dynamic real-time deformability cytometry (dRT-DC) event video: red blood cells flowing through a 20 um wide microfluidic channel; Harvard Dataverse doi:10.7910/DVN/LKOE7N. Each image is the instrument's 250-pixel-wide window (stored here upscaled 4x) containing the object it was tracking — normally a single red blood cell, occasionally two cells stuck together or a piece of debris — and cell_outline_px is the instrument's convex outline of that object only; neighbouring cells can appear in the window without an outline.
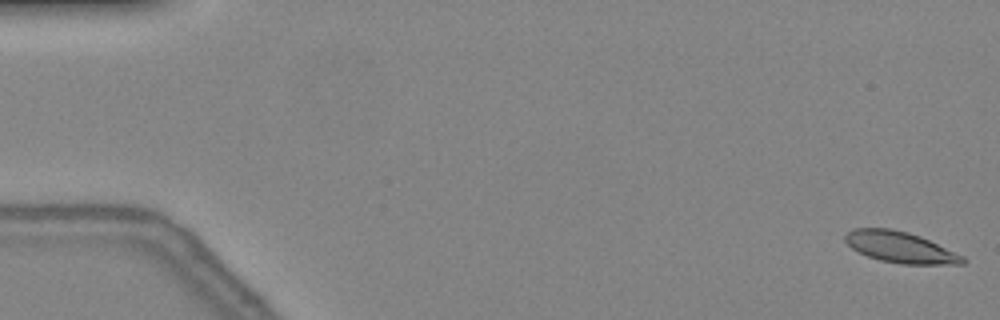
{"species": "common noctule bat (a hibernating species)", "species_latin": "Nyctalus noctula", "temperature_condition": "warm", "stored_images_in_passage": 49, "camera_frame_rate_fps": 3000, "um_per_image_px": 0.085, "animal": {"sex": "female", "body_mass_g": 24.6, "forearm_length_mm": 56.2}, "frame": {"image": 1, "passage_image": 1, "time_ms": 0.0, "image_size_px": [1000, 320], "cell_outline_px": [[968, 260], [964, 264], [900, 264], [880, 260], [868, 256], [852, 248], [844, 240], [844, 236], [852, 228], [892, 228], [908, 232], [920, 236], [964, 256]], "centroid_in_image_um": [76.53, 21.01], "position_along_channel_um": 8.5, "area_um2": 21.27}}
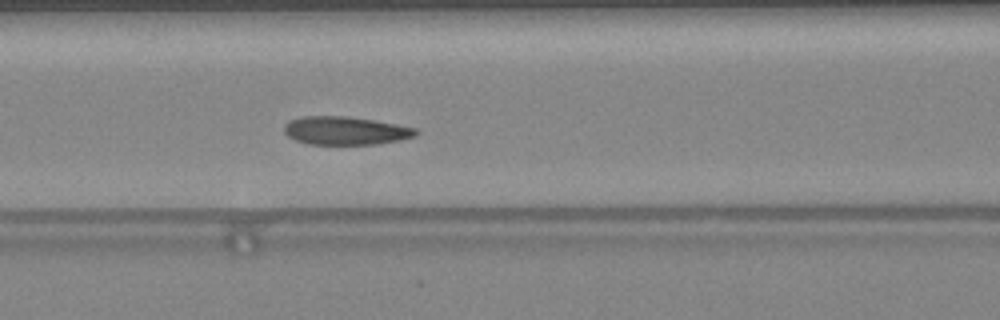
{"frame": {"image": 2, "passage_image": 21, "time_ms": 6.667, "image_size_px": [1000, 320], "cell_outline_px": [[420, 132], [416, 136], [400, 140], [376, 144], [308, 144], [296, 140], [288, 136], [284, 132], [284, 124], [288, 120], [304, 116], [348, 116], [376, 120], [416, 128]], "centroid_in_image_um": [29.37, 11.1], "position_along_channel_um": 137.2, "area_um2": 21.85}}
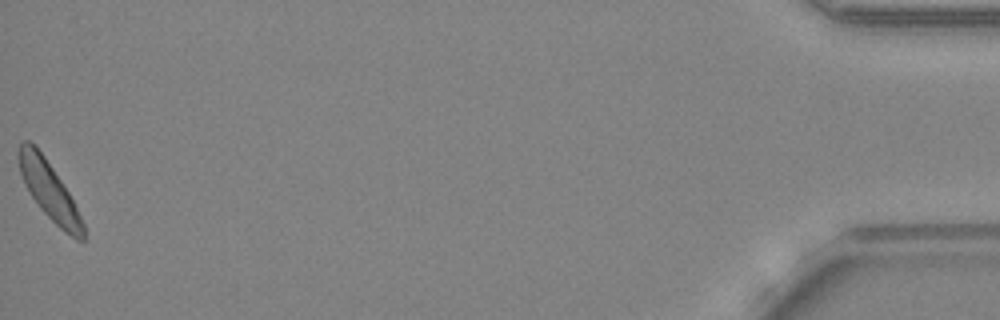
{"frame": {"image": 3, "passage_image": 49, "time_ms": 16.0, "image_size_px": [1000, 320], "cell_outline_px": [[84, 240], [76, 240], [64, 232], [40, 208], [24, 184], [20, 172], [20, 144], [24, 140], [28, 140], [44, 156], [68, 192], [84, 224]], "centroid_in_image_um": [4.2, 16.25], "position_along_channel_um": 431.0, "area_um2": 20.81}, "authors_computed_cell_mechanics": {"area_um2": 21.675, "velocity_mm_per_s": 4.2309, "shape_relaxation_time_tau1_ms": 3.964, "shape_relaxation_time_tau2_ms": 2.3343, "deformation_change_tau1": 0.1103, "deformation_change_tau2": 0.0691}}